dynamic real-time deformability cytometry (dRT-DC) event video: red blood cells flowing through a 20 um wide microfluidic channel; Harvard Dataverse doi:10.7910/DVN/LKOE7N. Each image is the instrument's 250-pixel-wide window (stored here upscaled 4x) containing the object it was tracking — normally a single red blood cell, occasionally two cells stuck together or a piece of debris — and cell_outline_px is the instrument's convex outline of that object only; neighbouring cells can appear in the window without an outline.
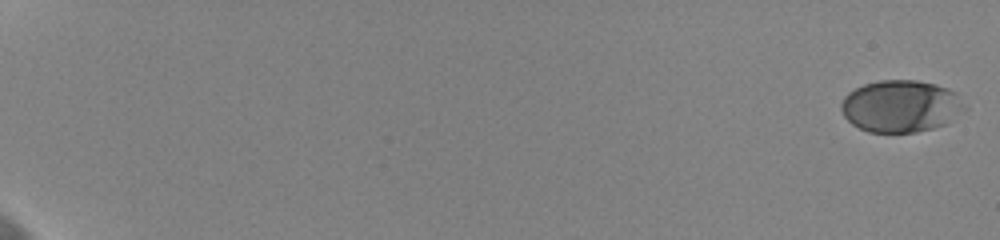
{"species": "human", "species_latin": "Homo sapiens", "temperature_condition": "cold", "stored_images_in_passage": 40, "camera_frame_rate_fps": 3000, "um_per_image_px": 0.085, "donor": {"sex": "female"}, "frame": {"image": 1, "passage_image": 1, "time_ms": 0.0, "image_size_px": [1000, 240], "cell_outline_px": [[968, 108], [944, 124], [932, 128], [916, 132], [868, 132], [852, 124], [844, 116], [840, 108], [840, 104], [844, 96], [848, 92], [864, 84], [880, 80], [916, 80], [936, 84], [948, 88], [956, 92]], "centroid_in_image_um": [76.57, 9.01], "position_along_channel_um": 8.4, "area_um2": 37.57}}
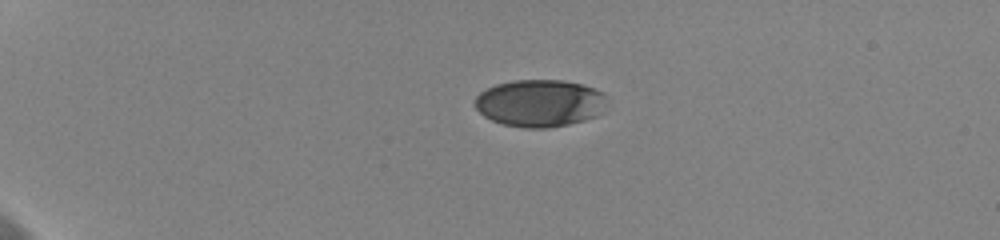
{"frame": {"image": 2, "passage_image": 11, "time_ms": 3.333, "image_size_px": [1000, 240], "cell_outline_px": [[608, 96], [604, 112], [596, 116], [584, 120], [568, 124], [548, 128], [524, 128], [504, 124], [492, 120], [484, 116], [476, 108], [472, 100], [480, 92], [496, 84], [512, 80], [560, 80], [580, 84], [604, 92]], "centroid_in_image_um": [45.9, 8.77], "position_along_channel_um": 39.1, "area_um2": 36.65}}
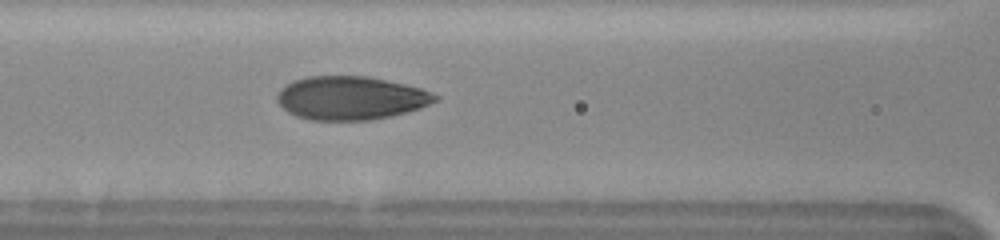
{"frame": {"image": 3, "passage_image": 24, "time_ms": 7.667, "image_size_px": [1000, 240], "cell_outline_px": [[440, 100], [420, 108], [372, 120], [312, 120], [296, 116], [288, 112], [276, 100], [276, 96], [288, 84], [296, 80], [308, 76], [368, 76], [404, 84], [420, 88], [440, 96]], "centroid_in_image_um": [29.84, 8.33], "position_along_channel_um": 136.8, "area_um2": 39.71}}